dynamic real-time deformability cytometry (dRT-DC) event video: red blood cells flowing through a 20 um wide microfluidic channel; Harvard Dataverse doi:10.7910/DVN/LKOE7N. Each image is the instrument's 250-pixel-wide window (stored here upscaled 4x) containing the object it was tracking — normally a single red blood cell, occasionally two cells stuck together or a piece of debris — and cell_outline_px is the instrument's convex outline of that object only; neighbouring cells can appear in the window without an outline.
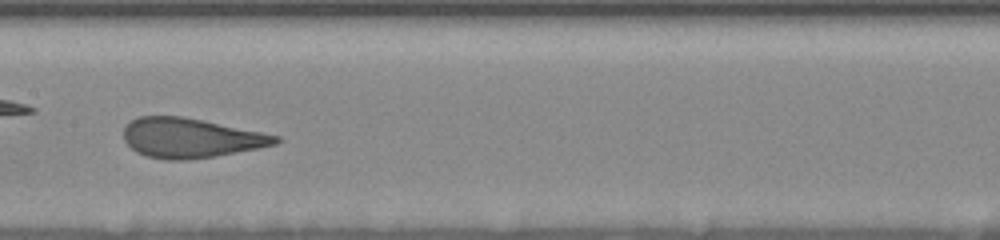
{"species": "human", "species_latin": "Homo sapiens", "temperature_condition": "room temperature", "stored_images_in_passage": 29, "camera_frame_rate_fps": 3000, "um_per_image_px": 0.085, "donor": {"sex": "female"}, "frame": {"image": 1, "passage_image": 9, "time_ms": 3.667, "image_size_px": [1000, 240], "cell_outline_px": [[280, 140], [276, 144], [260, 148], [216, 156], [188, 160], [164, 160], [148, 156], [136, 152], [124, 140], [124, 128], [132, 120], [140, 116], [184, 116], [204, 120], [280, 136]], "centroid_in_image_um": [16.22, 11.73], "position_along_channel_um": 191.2, "area_um2": 35.08}, "authors_computed_cell_mechanics": {"area_um2": 35.6048, "velocity_mm_per_s": 3.5244, "shape_relaxation_time_tau1_ms": 5.2305, "shape_relaxation_time_tau2_ms": null, "deformation_change_tau1": 0.1817, "deformation_change_tau2": null}}